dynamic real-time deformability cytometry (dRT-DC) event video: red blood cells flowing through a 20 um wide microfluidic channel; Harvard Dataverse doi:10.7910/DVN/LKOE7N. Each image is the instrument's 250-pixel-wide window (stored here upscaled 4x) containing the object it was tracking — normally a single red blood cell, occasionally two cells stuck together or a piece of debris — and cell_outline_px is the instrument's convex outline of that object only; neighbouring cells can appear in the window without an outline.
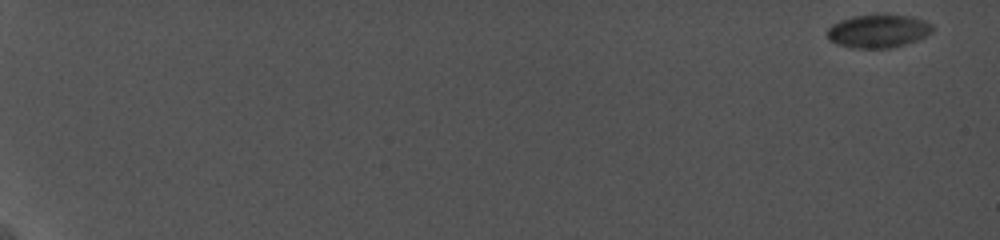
{"species": "common noctule bat (a hibernating species)", "species_latin": "Nyctalus noctula", "temperature_condition": "cold", "stored_images_in_passage": 56, "camera_frame_rate_fps": 5000, "um_per_image_px": 0.085, "animal": {"sex": "female", "body_mass_g": 19.0, "forearm_length_mm": 56.7}, "frame": {"image": 1, "passage_image": 1, "time_ms": 0.0, "image_size_px": [1000, 240], "cell_outline_px": [[932, 32], [916, 40], [904, 44], [888, 48], [852, 48], [836, 44], [828, 40], [828, 28], [832, 24], [840, 20], [852, 16], [884, 12], [912, 16], [924, 20], [932, 24]], "centroid_in_image_um": [74.63, 2.6], "position_along_channel_um": 10.4, "area_um2": 20.87}}
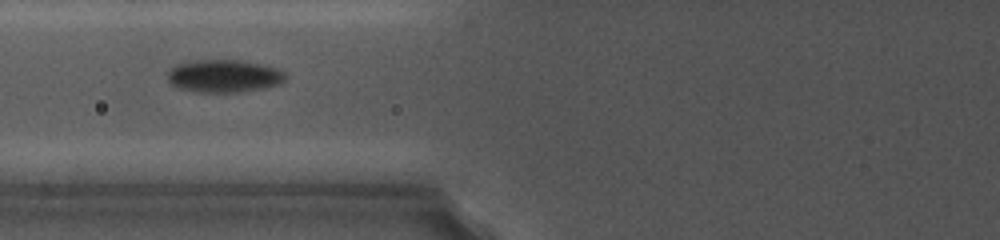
{"frame": {"image": 2, "passage_image": 30, "time_ms": 9.0, "image_size_px": [1000, 240], "cell_outline_px": [[288, 76], [280, 84], [264, 88], [236, 92], [196, 92], [176, 88], [168, 80], [168, 68], [176, 64], [188, 60], [240, 60], [280, 68]], "centroid_in_image_um": [19.02, 6.45], "position_along_channel_um": 106.8, "area_um2": 22.83}}
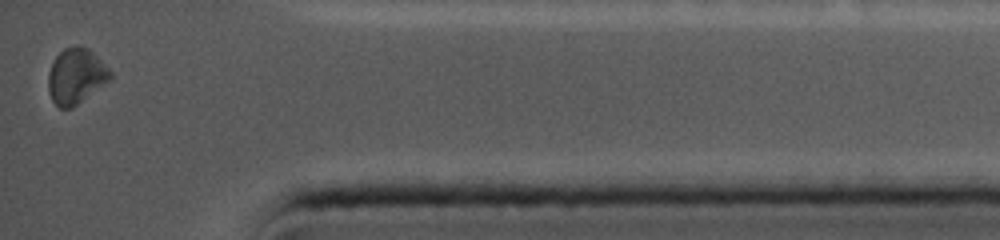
{"frame": {"image": 3, "passage_image": 56, "time_ms": 17.8, "image_size_px": [1000, 240], "cell_outline_px": [[112, 76], [108, 80], [72, 108], [60, 108], [52, 100], [48, 92], [48, 72], [56, 56], [64, 48], [76, 44], [80, 44], [88, 48], [112, 72]], "centroid_in_image_um": [6.42, 6.44], "position_along_channel_um": 428.8, "area_um2": 19.83}}